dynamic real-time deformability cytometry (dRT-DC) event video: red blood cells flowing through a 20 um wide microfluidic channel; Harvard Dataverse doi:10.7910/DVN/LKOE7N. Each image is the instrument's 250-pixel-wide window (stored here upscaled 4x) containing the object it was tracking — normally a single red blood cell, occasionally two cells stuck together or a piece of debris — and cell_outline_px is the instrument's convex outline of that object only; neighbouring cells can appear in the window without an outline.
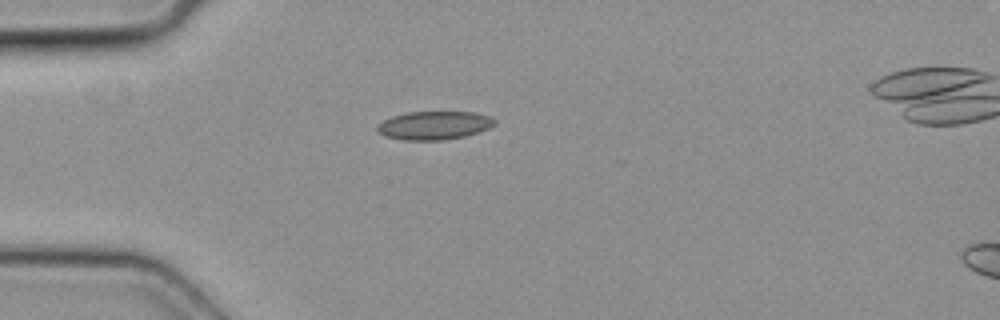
{"species": "common noctule bat (a hibernating species)", "species_latin": "Nyctalus noctula", "temperature_condition": "cold", "stored_images_in_passage": 3, "camera_frame_rate_fps": 3000, "um_per_image_px": 0.085, "animal": {"sex": "female", "body_mass_g": 19.3, "forearm_length_mm": 54.1}, "frame": {"image": 1, "passage_image": 3, "time_ms": 0.667, "image_size_px": [1000, 320], "cell_outline_px": [[496, 124], [480, 132], [464, 136], [444, 140], [404, 140], [384, 136], [376, 128], [376, 124], [392, 116], [408, 112], [476, 112], [492, 116], [496, 120]], "centroid_in_image_um": [36.93, 10.65], "position_along_channel_um": 48.1, "area_um2": 19.59}}